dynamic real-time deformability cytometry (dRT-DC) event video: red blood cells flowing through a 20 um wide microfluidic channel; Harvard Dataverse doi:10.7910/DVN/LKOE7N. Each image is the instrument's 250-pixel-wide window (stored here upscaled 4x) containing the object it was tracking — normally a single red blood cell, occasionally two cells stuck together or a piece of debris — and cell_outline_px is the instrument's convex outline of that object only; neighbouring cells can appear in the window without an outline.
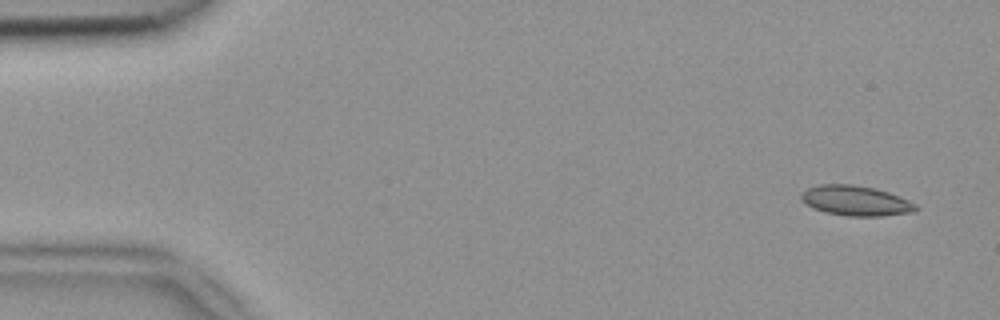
{"species": "common noctule bat (a hibernating species)", "species_latin": "Nyctalus noctula", "temperature_condition": "room temperature", "stored_images_in_passage": 3, "camera_frame_rate_fps": 3000, "um_per_image_px": 0.085, "animal": {"sex": "female", "body_mass_g": 18.4}, "frame": {"image": 1, "passage_image": 1, "time_ms": 0.0, "image_size_px": [1000, 320], "cell_outline_px": [[920, 208], [912, 212], [880, 216], [848, 216], [824, 212], [812, 208], [800, 196], [808, 188], [820, 184], [852, 184], [872, 188], [888, 192], [900, 196], [916, 204]], "centroid_in_image_um": [72.76, 17.06], "position_along_channel_um": 12.2, "area_um2": 19.88}}
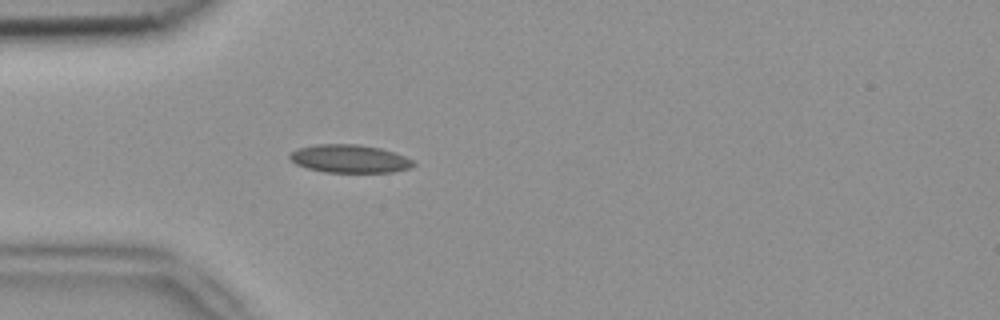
{"frame": {"image": 2, "passage_image": 3, "time_ms": 0.667, "image_size_px": [1000, 320], "cell_outline_px": [[416, 164], [412, 168], [392, 172], [324, 172], [308, 168], [296, 164], [288, 156], [292, 152], [300, 148], [316, 144], [356, 144], [380, 148], [396, 152], [412, 160]], "centroid_in_image_um": [29.76, 13.49], "position_along_channel_um": 55.2, "area_um2": 20.17}}